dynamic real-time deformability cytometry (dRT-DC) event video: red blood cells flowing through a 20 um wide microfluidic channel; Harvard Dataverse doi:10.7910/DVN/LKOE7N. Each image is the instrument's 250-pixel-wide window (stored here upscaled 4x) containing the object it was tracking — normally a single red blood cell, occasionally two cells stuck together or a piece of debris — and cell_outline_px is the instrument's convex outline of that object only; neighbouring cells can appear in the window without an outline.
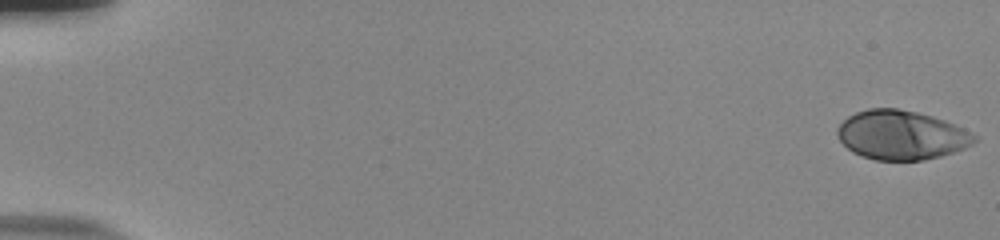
{"species": "human", "species_latin": "Homo sapiens", "temperature_condition": "room temperature", "stored_images_in_passage": 37, "camera_frame_rate_fps": 3000, "um_per_image_px": 0.085, "donor": {"sex": "male"}, "frame": {"image": 1, "passage_image": 1, "time_ms": 0.0, "image_size_px": [1000, 240], "cell_outline_px": [[980, 140], [964, 148], [940, 156], [924, 160], [876, 160], [852, 152], [840, 140], [836, 132], [836, 128], [848, 116], [856, 112], [868, 108], [896, 108], [916, 112], [932, 116], [944, 120], [964, 128], [976, 136]], "centroid_in_image_um": [76.62, 11.47], "position_along_channel_um": 8.4, "area_um2": 39.19}}
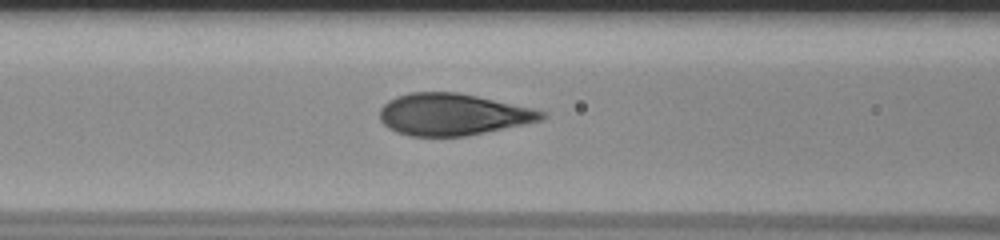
{"frame": {"image": 2, "passage_image": 25, "time_ms": 8.0, "image_size_px": [1000, 240], "cell_outline_px": [[548, 116], [544, 120], [464, 136], [408, 136], [396, 132], [388, 128], [380, 120], [380, 108], [388, 100], [396, 96], [412, 92], [456, 92], [476, 96], [532, 108], [548, 112]], "centroid_in_image_um": [38.48, 9.73], "position_along_channel_um": 128.1, "area_um2": 39.36}}
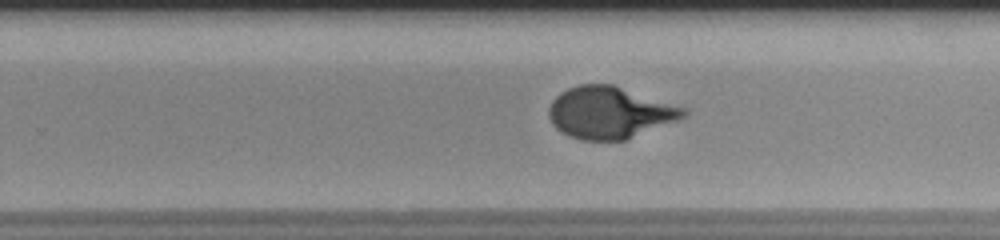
{"frame": {"image": 3, "passage_image": 37, "time_ms": 12.0, "image_size_px": [1000, 240], "cell_outline_px": [[688, 116], [624, 140], [580, 140], [568, 136], [560, 132], [552, 124], [548, 116], [548, 108], [552, 100], [560, 92], [568, 88], [580, 84], [612, 84], [688, 108]], "centroid_in_image_um": [51.81, 9.56], "position_along_channel_um": 278.0, "area_um2": 40.92}}